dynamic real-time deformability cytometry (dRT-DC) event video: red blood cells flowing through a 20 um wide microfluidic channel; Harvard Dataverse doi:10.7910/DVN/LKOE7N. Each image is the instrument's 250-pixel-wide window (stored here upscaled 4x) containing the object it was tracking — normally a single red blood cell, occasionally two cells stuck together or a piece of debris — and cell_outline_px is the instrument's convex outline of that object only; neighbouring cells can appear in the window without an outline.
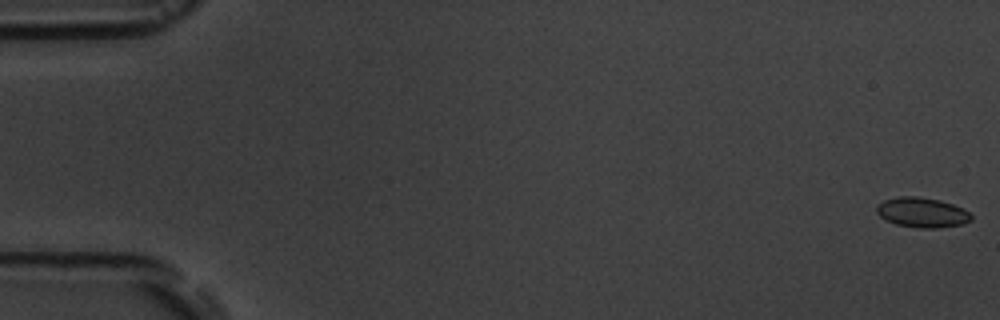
{"species": "common noctule bat (a hibernating species)", "species_latin": "Nyctalus noctula", "temperature_condition": "room temperature", "stored_images_in_passage": 5, "camera_frame_rate_fps": 3000, "um_per_image_px": 0.085, "animal": {"sex": "male", "body_mass_g": 19.5, "forearm_length_mm": 54.6}, "frame": {"image": 1, "passage_image": 1, "time_ms": 0.0, "image_size_px": [1000, 320], "cell_outline_px": [[972, 220], [964, 224], [936, 228], [920, 228], [896, 224], [880, 216], [876, 212], [876, 208], [884, 200], [900, 196], [916, 196], [940, 200], [964, 208], [972, 216]], "centroid_in_image_um": [78.41, 18.06], "position_along_channel_um": 6.6, "area_um2": 16.42}}
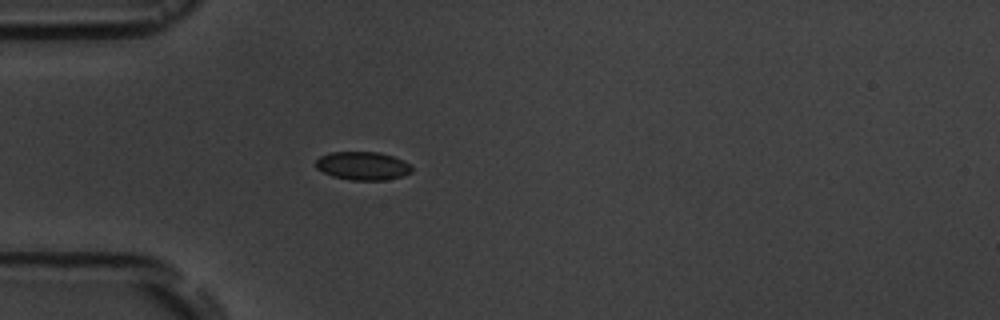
{"frame": {"image": 2, "passage_image": 5, "time_ms": 5.333, "image_size_px": [1000, 320], "cell_outline_px": [[412, 172], [400, 176], [384, 180], [352, 180], [332, 176], [316, 168], [316, 160], [320, 156], [328, 152], [380, 152], [404, 160], [412, 168]], "centroid_in_image_um": [30.81, 14.09], "position_along_channel_um": 54.2, "area_um2": 15.78}}